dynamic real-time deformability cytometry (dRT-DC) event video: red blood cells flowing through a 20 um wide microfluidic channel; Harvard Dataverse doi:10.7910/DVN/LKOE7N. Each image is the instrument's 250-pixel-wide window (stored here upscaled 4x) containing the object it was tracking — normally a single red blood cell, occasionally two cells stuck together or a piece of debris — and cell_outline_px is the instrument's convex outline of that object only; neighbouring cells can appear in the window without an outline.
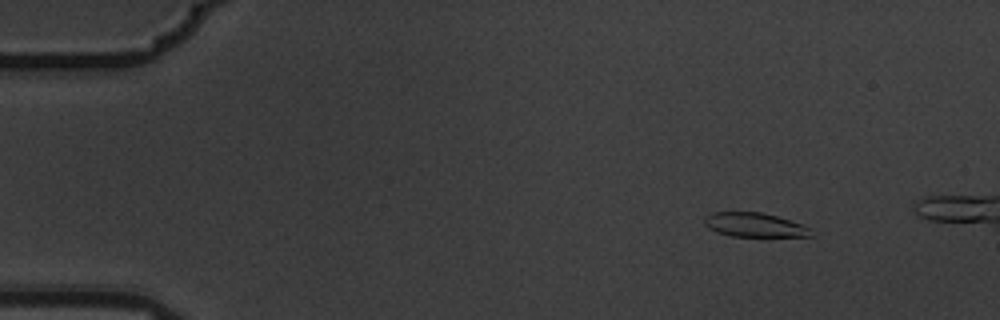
{"species": "common noctule bat (a hibernating species)", "species_latin": "Nyctalus noctula", "temperature_condition": "warm", "stored_images_in_passage": 4, "camera_frame_rate_fps": 3000, "um_per_image_px": 0.085, "animal": {"sex": "male", "body_mass_g": 19.5, "forearm_length_mm": 54.6}, "frame": {"image": 1, "passage_image": 2, "time_ms": 0.333, "image_size_px": [1000, 320], "cell_outline_px": [[812, 236], [732, 236], [716, 232], [708, 228], [704, 224], [704, 216], [712, 212], [760, 212], [776, 216], [812, 228]], "centroid_in_image_um": [64.09, 19.11], "position_along_channel_um": 20.9, "area_um2": 14.91}}